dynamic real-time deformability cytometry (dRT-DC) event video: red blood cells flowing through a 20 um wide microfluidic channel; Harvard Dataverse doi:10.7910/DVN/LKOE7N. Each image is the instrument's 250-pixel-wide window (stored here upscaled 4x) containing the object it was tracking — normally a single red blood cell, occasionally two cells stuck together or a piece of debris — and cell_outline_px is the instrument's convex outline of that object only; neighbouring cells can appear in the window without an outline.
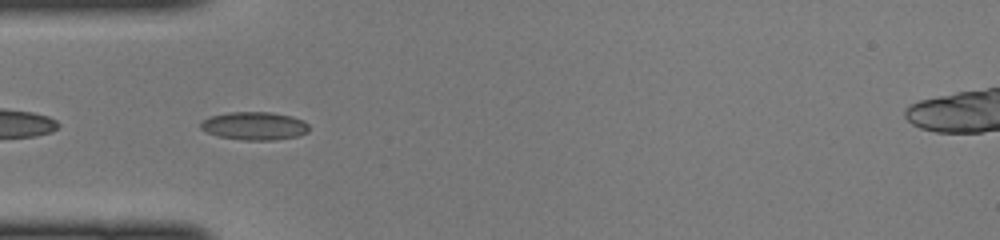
{"species": "common noctule bat (a hibernating species)", "species_latin": "Nyctalus noctula", "temperature_condition": "cold", "stored_images_in_passage": 32, "camera_frame_rate_fps": 3000, "um_per_image_px": 0.085, "animal": {"sex": "female", "body_mass_g": 22.0, "forearm_length_mm": 56.7}, "frame": {"image": 1, "passage_image": 4, "time_ms": 1.0, "image_size_px": [1000, 240], "cell_outline_px": [[308, 132], [296, 136], [276, 140], [244, 140], [216, 136], [200, 128], [200, 120], [208, 116], [228, 112], [272, 112], [292, 116], [304, 120], [308, 124]], "centroid_in_image_um": [21.6, 10.69], "position_along_channel_um": 63.4, "area_um2": 17.98}}
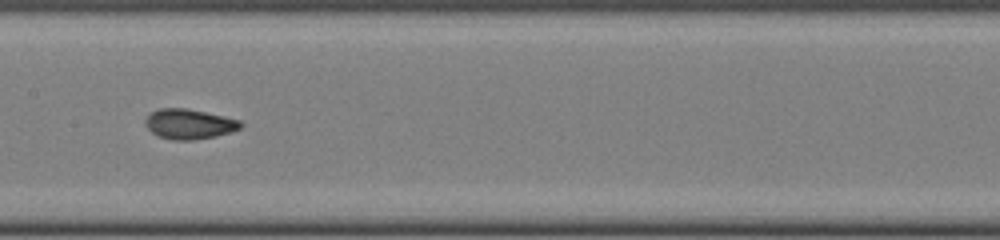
{"frame": {"image": 2, "passage_image": 13, "time_ms": 4.0, "image_size_px": [1000, 240], "cell_outline_px": [[244, 124], [240, 128], [232, 132], [216, 136], [192, 140], [172, 140], [156, 136], [144, 124], [144, 120], [152, 112], [160, 108], [188, 108], [224, 116], [240, 120]], "centroid_in_image_um": [16.09, 10.54], "position_along_channel_um": 191.3, "area_um2": 16.82}}
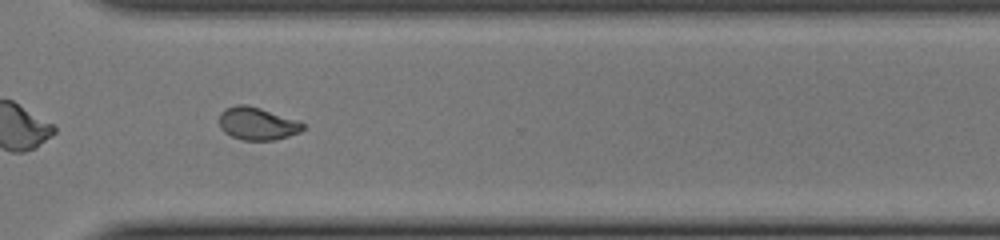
{"frame": {"image": 3, "passage_image": 24, "time_ms": 7.667, "image_size_px": [1000, 240], "cell_outline_px": [[304, 128], [300, 132], [276, 140], [240, 140], [224, 132], [220, 128], [220, 112], [224, 108], [236, 104], [248, 104], [300, 120], [304, 124]], "centroid_in_image_um": [21.87, 10.49], "position_along_channel_um": 348.7, "area_um2": 16.24}}